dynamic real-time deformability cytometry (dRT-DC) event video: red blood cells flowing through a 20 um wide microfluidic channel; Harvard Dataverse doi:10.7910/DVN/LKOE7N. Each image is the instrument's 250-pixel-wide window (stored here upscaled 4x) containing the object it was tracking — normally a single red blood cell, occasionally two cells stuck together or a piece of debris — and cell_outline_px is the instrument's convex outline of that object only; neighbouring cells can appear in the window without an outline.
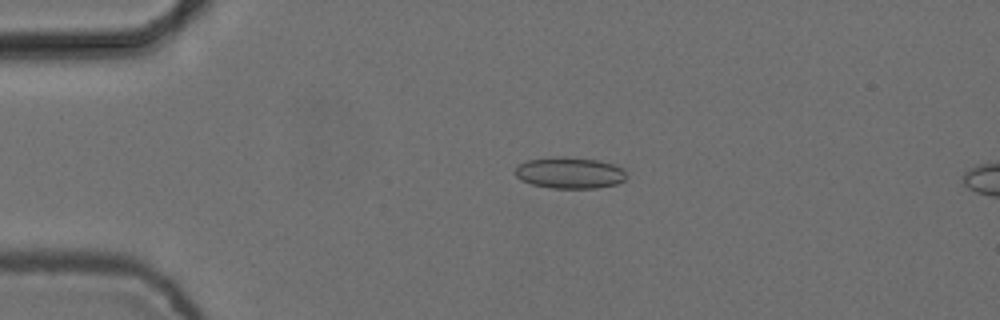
{"species": "common noctule bat (a hibernating species)", "species_latin": "Nyctalus noctula", "temperature_condition": "cold", "stored_images_in_passage": 5, "camera_frame_rate_fps": 3000, "um_per_image_px": 0.085, "animal": {"sex": "female", "body_mass_g": 24.6, "forearm_length_mm": 56.2}, "frame": {"image": 1, "passage_image": 3, "time_ms": 0.667, "image_size_px": [1000, 320], "cell_outline_px": [[628, 176], [624, 180], [616, 184], [596, 188], [552, 188], [532, 184], [516, 176], [512, 172], [516, 164], [528, 160], [556, 156], [568, 156], [600, 160], [616, 164], [624, 168]], "centroid_in_image_um": [48.44, 14.67], "position_along_channel_um": 36.6, "area_um2": 20.81}}